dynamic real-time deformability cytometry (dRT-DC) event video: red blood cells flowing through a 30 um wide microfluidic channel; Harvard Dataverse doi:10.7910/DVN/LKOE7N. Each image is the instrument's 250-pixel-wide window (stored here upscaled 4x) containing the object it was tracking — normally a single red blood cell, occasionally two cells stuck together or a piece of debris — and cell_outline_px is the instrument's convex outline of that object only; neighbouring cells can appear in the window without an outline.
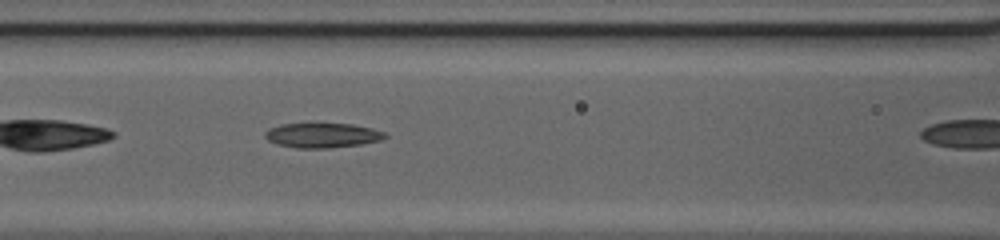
{"species": "common noctule bat (a hibernating species)", "species_latin": "Nyctalus noctula", "temperature_condition": "cold", "stored_images_in_passage": 7, "camera_frame_rate_fps": 3000, "um_per_image_px": 0.085, "animal": {"sex": "female", "body_mass_g": 20.0, "forearm_length_mm": 54.0}, "frame": {"image": 1, "passage_image": 6, "time_ms": 1.667, "image_size_px": [1000, 240], "cell_outline_px": [[388, 136], [380, 140], [360, 144], [328, 148], [296, 148], [280, 144], [268, 140], [264, 136], [272, 128], [284, 124], [352, 124], [384, 132]], "centroid_in_image_um": [27.43, 11.51], "position_along_channel_um": 139.2, "area_um2": 16.7}}